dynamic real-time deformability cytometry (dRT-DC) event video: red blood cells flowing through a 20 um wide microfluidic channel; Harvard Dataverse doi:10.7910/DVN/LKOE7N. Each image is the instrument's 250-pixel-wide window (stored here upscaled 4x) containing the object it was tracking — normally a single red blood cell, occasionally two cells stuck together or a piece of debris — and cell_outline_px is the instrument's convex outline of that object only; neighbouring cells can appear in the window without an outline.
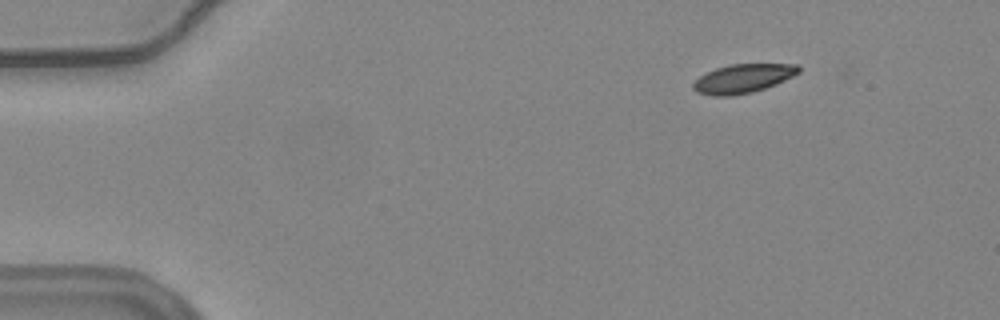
{"species": "common noctule bat (a hibernating species)", "species_latin": "Nyctalus noctula", "temperature_condition": "warm", "stored_images_in_passage": 50, "camera_frame_rate_fps": 3000, "um_per_image_px": 0.085, "animal": {"sex": "female", "body_mass_g": 24.6, "forearm_length_mm": 56.2}, "frame": {"image": 1, "passage_image": 1, "time_ms": 0.0, "image_size_px": [1000, 320], "cell_outline_px": [[800, 72], [776, 84], [752, 92], [732, 96], [712, 96], [696, 92], [692, 88], [692, 84], [700, 76], [716, 68], [728, 64], [800, 64]], "centroid_in_image_um": [63.14, 6.67], "position_along_channel_um": 21.9, "area_um2": 17.74}}
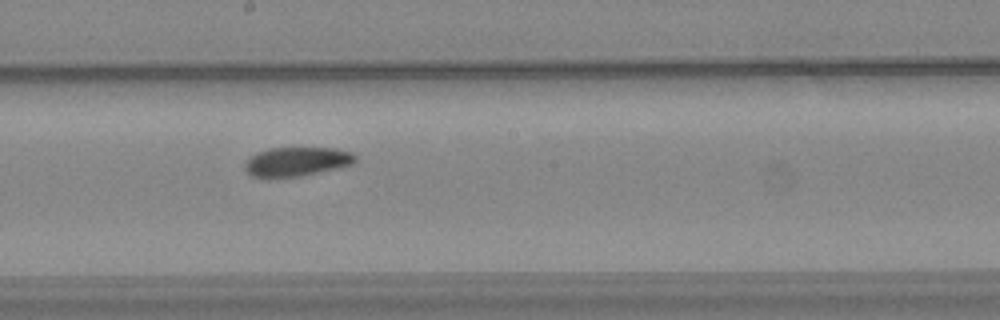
{"frame": {"image": 2, "passage_image": 25, "time_ms": 8.0, "image_size_px": [1000, 320], "cell_outline_px": [[356, 160], [352, 164], [336, 168], [300, 176], [268, 180], [264, 180], [252, 176], [244, 168], [244, 164], [256, 152], [268, 148], [336, 148], [352, 152], [356, 156]], "centroid_in_image_um": [25.16, 13.76], "position_along_channel_um": 223.0, "area_um2": 19.13}}
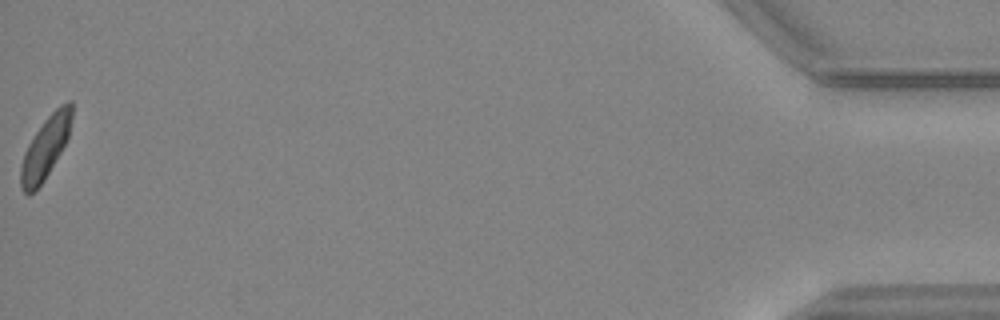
{"frame": {"image": 3, "passage_image": 50, "time_ms": 16.333, "image_size_px": [1000, 320], "cell_outline_px": [[72, 116], [68, 136], [60, 152], [44, 180], [28, 196], [20, 188], [20, 168], [24, 152], [28, 144], [44, 120], [60, 104], [68, 100], [72, 100]], "centroid_in_image_um": [3.84, 12.53], "position_along_channel_um": 431.4, "area_um2": 18.09}, "authors_computed_cell_mechanics": {"area_um2": 19.074, "velocity_mm_per_s": 3.6892, "shape_relaxation_time_tau1_ms": 4.5465, "shape_relaxation_time_tau2_ms": 6.3394, "deformation_change_tau1": 0.1337, "deformation_change_tau2": 0.1174}}